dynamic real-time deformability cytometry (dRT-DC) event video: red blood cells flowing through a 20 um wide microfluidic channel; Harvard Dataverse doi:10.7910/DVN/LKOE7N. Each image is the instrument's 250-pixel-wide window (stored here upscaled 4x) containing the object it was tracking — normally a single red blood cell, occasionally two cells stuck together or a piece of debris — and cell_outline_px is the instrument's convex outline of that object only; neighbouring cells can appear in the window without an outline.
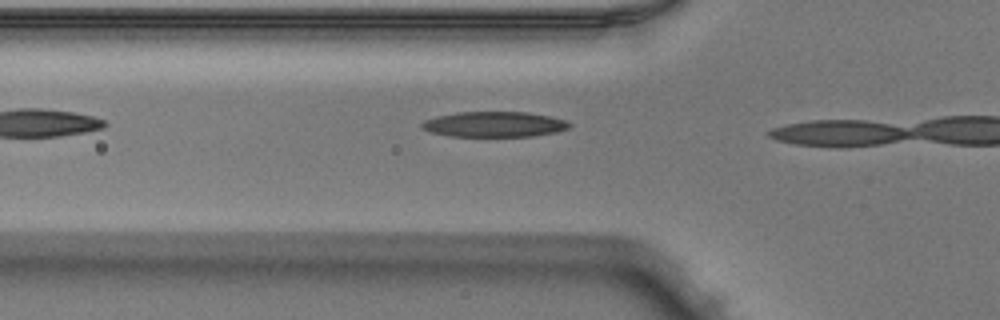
{"species": "Egyptian fruit bat (a non-hibernating species)", "species_latin": "Rousettus aegyptiacus", "temperature_condition": "warm", "stored_images_in_passage": 10, "camera_frame_rate_fps": 3000, "um_per_image_px": 0.085, "animal": {"sex": "male"}, "frame": {"image": 1, "passage_image": 9, "time_ms": 2.667, "image_size_px": [1000, 320], "cell_outline_px": [[572, 124], [568, 128], [556, 132], [532, 136], [448, 136], [432, 132], [420, 128], [420, 124], [424, 120], [436, 116], [456, 112], [528, 112], [548, 116], [564, 120]], "centroid_in_image_um": [41.97, 10.56], "position_along_channel_um": 83.8, "area_um2": 21.79}}